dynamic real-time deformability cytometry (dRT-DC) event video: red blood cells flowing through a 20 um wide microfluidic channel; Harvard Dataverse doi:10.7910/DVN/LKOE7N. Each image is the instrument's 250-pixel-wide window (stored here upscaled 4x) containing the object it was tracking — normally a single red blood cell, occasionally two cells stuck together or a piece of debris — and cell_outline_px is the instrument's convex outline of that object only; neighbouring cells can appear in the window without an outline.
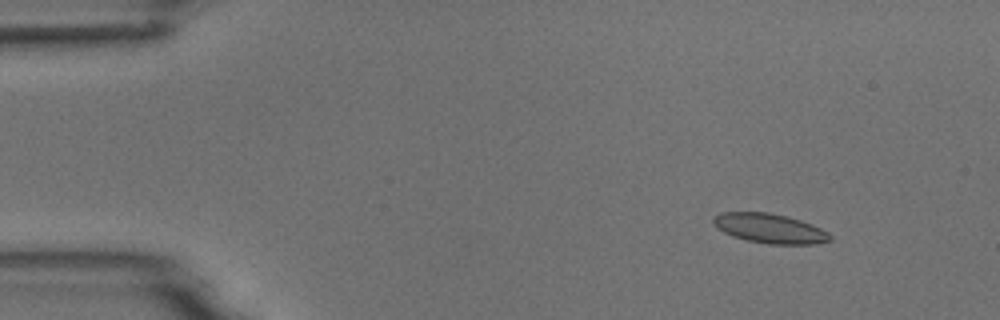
{"species": "common noctule bat (a hibernating species)", "species_latin": "Nyctalus noctula", "temperature_condition": "room temperature", "stored_images_in_passage": 5, "camera_frame_rate_fps": 3000, "um_per_image_px": 0.085, "animal": {"sex": "male", "body_mass_g": 18.8}, "frame": {"image": 1, "passage_image": 2, "time_ms": 1.333, "image_size_px": [1000, 320], "cell_outline_px": [[832, 240], [816, 244], [768, 244], [748, 240], [724, 232], [716, 228], [712, 224], [712, 220], [720, 212], [768, 212], [788, 216], [812, 224], [828, 232], [832, 236]], "centroid_in_image_um": [65.45, 19.41], "position_along_channel_um": 19.6, "area_um2": 20.11}}
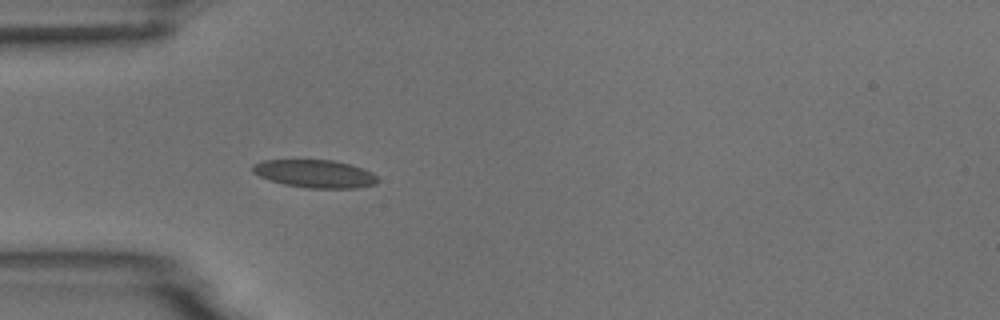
{"frame": {"image": 2, "passage_image": 5, "time_ms": 4.667, "image_size_px": [1000, 320], "cell_outline_px": [[380, 180], [376, 184], [356, 188], [308, 188], [284, 184], [260, 176], [252, 172], [252, 164], [264, 160], [332, 160], [364, 168], [372, 172]], "centroid_in_image_um": [26.8, 14.77], "position_along_channel_um": 58.2, "area_um2": 20.29}}